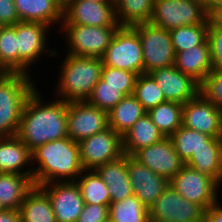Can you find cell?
<instances>
[{
	"label": "cell",
	"mask_w": 222,
	"mask_h": 222,
	"mask_svg": "<svg viewBox=\"0 0 222 222\" xmlns=\"http://www.w3.org/2000/svg\"><path fill=\"white\" fill-rule=\"evenodd\" d=\"M64 57L59 66L60 75L55 88L56 99L66 102L86 101L101 79L102 59L67 53Z\"/></svg>",
	"instance_id": "cell-3"
},
{
	"label": "cell",
	"mask_w": 222,
	"mask_h": 222,
	"mask_svg": "<svg viewBox=\"0 0 222 222\" xmlns=\"http://www.w3.org/2000/svg\"><path fill=\"white\" fill-rule=\"evenodd\" d=\"M209 25H217L222 27V8L221 9H207Z\"/></svg>",
	"instance_id": "cell-45"
},
{
	"label": "cell",
	"mask_w": 222,
	"mask_h": 222,
	"mask_svg": "<svg viewBox=\"0 0 222 222\" xmlns=\"http://www.w3.org/2000/svg\"><path fill=\"white\" fill-rule=\"evenodd\" d=\"M40 187L51 200L56 222H77L85 202L75 181L46 183Z\"/></svg>",
	"instance_id": "cell-16"
},
{
	"label": "cell",
	"mask_w": 222,
	"mask_h": 222,
	"mask_svg": "<svg viewBox=\"0 0 222 222\" xmlns=\"http://www.w3.org/2000/svg\"><path fill=\"white\" fill-rule=\"evenodd\" d=\"M29 163L31 151L17 136L0 138V173L32 176L33 169ZM27 165V170L22 171Z\"/></svg>",
	"instance_id": "cell-22"
},
{
	"label": "cell",
	"mask_w": 222,
	"mask_h": 222,
	"mask_svg": "<svg viewBox=\"0 0 222 222\" xmlns=\"http://www.w3.org/2000/svg\"><path fill=\"white\" fill-rule=\"evenodd\" d=\"M74 0H56L60 7L64 10Z\"/></svg>",
	"instance_id": "cell-47"
},
{
	"label": "cell",
	"mask_w": 222,
	"mask_h": 222,
	"mask_svg": "<svg viewBox=\"0 0 222 222\" xmlns=\"http://www.w3.org/2000/svg\"><path fill=\"white\" fill-rule=\"evenodd\" d=\"M137 77L138 75L132 71L110 66H103L101 75V79L108 86L118 88L125 96L133 94Z\"/></svg>",
	"instance_id": "cell-38"
},
{
	"label": "cell",
	"mask_w": 222,
	"mask_h": 222,
	"mask_svg": "<svg viewBox=\"0 0 222 222\" xmlns=\"http://www.w3.org/2000/svg\"><path fill=\"white\" fill-rule=\"evenodd\" d=\"M95 171L108 186L106 193L110 196L111 202L124 200L134 194L128 174V155L124 154L116 160L107 162Z\"/></svg>",
	"instance_id": "cell-20"
},
{
	"label": "cell",
	"mask_w": 222,
	"mask_h": 222,
	"mask_svg": "<svg viewBox=\"0 0 222 222\" xmlns=\"http://www.w3.org/2000/svg\"><path fill=\"white\" fill-rule=\"evenodd\" d=\"M155 0H114L116 19L120 26L149 22Z\"/></svg>",
	"instance_id": "cell-29"
},
{
	"label": "cell",
	"mask_w": 222,
	"mask_h": 222,
	"mask_svg": "<svg viewBox=\"0 0 222 222\" xmlns=\"http://www.w3.org/2000/svg\"><path fill=\"white\" fill-rule=\"evenodd\" d=\"M185 164L212 177L222 186V138L211 137L208 148H200Z\"/></svg>",
	"instance_id": "cell-25"
},
{
	"label": "cell",
	"mask_w": 222,
	"mask_h": 222,
	"mask_svg": "<svg viewBox=\"0 0 222 222\" xmlns=\"http://www.w3.org/2000/svg\"><path fill=\"white\" fill-rule=\"evenodd\" d=\"M133 95L146 112L166 102L163 92L157 85V82L150 74L146 73L138 75Z\"/></svg>",
	"instance_id": "cell-35"
},
{
	"label": "cell",
	"mask_w": 222,
	"mask_h": 222,
	"mask_svg": "<svg viewBox=\"0 0 222 222\" xmlns=\"http://www.w3.org/2000/svg\"><path fill=\"white\" fill-rule=\"evenodd\" d=\"M149 23L167 31L209 24L207 4L203 0H155Z\"/></svg>",
	"instance_id": "cell-5"
},
{
	"label": "cell",
	"mask_w": 222,
	"mask_h": 222,
	"mask_svg": "<svg viewBox=\"0 0 222 222\" xmlns=\"http://www.w3.org/2000/svg\"><path fill=\"white\" fill-rule=\"evenodd\" d=\"M109 206L85 204L77 222H105L109 219Z\"/></svg>",
	"instance_id": "cell-41"
},
{
	"label": "cell",
	"mask_w": 222,
	"mask_h": 222,
	"mask_svg": "<svg viewBox=\"0 0 222 222\" xmlns=\"http://www.w3.org/2000/svg\"><path fill=\"white\" fill-rule=\"evenodd\" d=\"M132 27L138 32L142 44L144 73L149 74L153 70L174 65L175 51L169 31L149 22Z\"/></svg>",
	"instance_id": "cell-8"
},
{
	"label": "cell",
	"mask_w": 222,
	"mask_h": 222,
	"mask_svg": "<svg viewBox=\"0 0 222 222\" xmlns=\"http://www.w3.org/2000/svg\"><path fill=\"white\" fill-rule=\"evenodd\" d=\"M14 5L20 21L39 22L50 27L61 26L63 21V9L56 0H14Z\"/></svg>",
	"instance_id": "cell-23"
},
{
	"label": "cell",
	"mask_w": 222,
	"mask_h": 222,
	"mask_svg": "<svg viewBox=\"0 0 222 222\" xmlns=\"http://www.w3.org/2000/svg\"><path fill=\"white\" fill-rule=\"evenodd\" d=\"M19 22L14 0H0V26H13Z\"/></svg>",
	"instance_id": "cell-42"
},
{
	"label": "cell",
	"mask_w": 222,
	"mask_h": 222,
	"mask_svg": "<svg viewBox=\"0 0 222 222\" xmlns=\"http://www.w3.org/2000/svg\"><path fill=\"white\" fill-rule=\"evenodd\" d=\"M204 222H222V205L219 200L205 211Z\"/></svg>",
	"instance_id": "cell-43"
},
{
	"label": "cell",
	"mask_w": 222,
	"mask_h": 222,
	"mask_svg": "<svg viewBox=\"0 0 222 222\" xmlns=\"http://www.w3.org/2000/svg\"><path fill=\"white\" fill-rule=\"evenodd\" d=\"M30 75L0 73V138L16 136L23 107L37 88Z\"/></svg>",
	"instance_id": "cell-4"
},
{
	"label": "cell",
	"mask_w": 222,
	"mask_h": 222,
	"mask_svg": "<svg viewBox=\"0 0 222 222\" xmlns=\"http://www.w3.org/2000/svg\"><path fill=\"white\" fill-rule=\"evenodd\" d=\"M39 91L36 88L27 98L16 135L30 151L46 142L68 137V102L55 99L45 103Z\"/></svg>",
	"instance_id": "cell-1"
},
{
	"label": "cell",
	"mask_w": 222,
	"mask_h": 222,
	"mask_svg": "<svg viewBox=\"0 0 222 222\" xmlns=\"http://www.w3.org/2000/svg\"><path fill=\"white\" fill-rule=\"evenodd\" d=\"M19 212L21 222H56L51 200L40 186L28 191Z\"/></svg>",
	"instance_id": "cell-26"
},
{
	"label": "cell",
	"mask_w": 222,
	"mask_h": 222,
	"mask_svg": "<svg viewBox=\"0 0 222 222\" xmlns=\"http://www.w3.org/2000/svg\"><path fill=\"white\" fill-rule=\"evenodd\" d=\"M207 40L211 52L212 71L222 72V27L209 25Z\"/></svg>",
	"instance_id": "cell-40"
},
{
	"label": "cell",
	"mask_w": 222,
	"mask_h": 222,
	"mask_svg": "<svg viewBox=\"0 0 222 222\" xmlns=\"http://www.w3.org/2000/svg\"><path fill=\"white\" fill-rule=\"evenodd\" d=\"M120 26L61 24L67 41V54L102 58Z\"/></svg>",
	"instance_id": "cell-7"
},
{
	"label": "cell",
	"mask_w": 222,
	"mask_h": 222,
	"mask_svg": "<svg viewBox=\"0 0 222 222\" xmlns=\"http://www.w3.org/2000/svg\"><path fill=\"white\" fill-rule=\"evenodd\" d=\"M91 2H97V3H114V0H87Z\"/></svg>",
	"instance_id": "cell-48"
},
{
	"label": "cell",
	"mask_w": 222,
	"mask_h": 222,
	"mask_svg": "<svg viewBox=\"0 0 222 222\" xmlns=\"http://www.w3.org/2000/svg\"><path fill=\"white\" fill-rule=\"evenodd\" d=\"M108 214L113 222H150L147 207L134 194L111 202Z\"/></svg>",
	"instance_id": "cell-31"
},
{
	"label": "cell",
	"mask_w": 222,
	"mask_h": 222,
	"mask_svg": "<svg viewBox=\"0 0 222 222\" xmlns=\"http://www.w3.org/2000/svg\"><path fill=\"white\" fill-rule=\"evenodd\" d=\"M5 210V208L3 207V205L1 204V202H0V212H2V211H4Z\"/></svg>",
	"instance_id": "cell-49"
},
{
	"label": "cell",
	"mask_w": 222,
	"mask_h": 222,
	"mask_svg": "<svg viewBox=\"0 0 222 222\" xmlns=\"http://www.w3.org/2000/svg\"><path fill=\"white\" fill-rule=\"evenodd\" d=\"M108 127V112L86 101L67 103V136L75 142L79 143Z\"/></svg>",
	"instance_id": "cell-13"
},
{
	"label": "cell",
	"mask_w": 222,
	"mask_h": 222,
	"mask_svg": "<svg viewBox=\"0 0 222 222\" xmlns=\"http://www.w3.org/2000/svg\"><path fill=\"white\" fill-rule=\"evenodd\" d=\"M148 213L150 222H204L205 210L186 200L169 184Z\"/></svg>",
	"instance_id": "cell-10"
},
{
	"label": "cell",
	"mask_w": 222,
	"mask_h": 222,
	"mask_svg": "<svg viewBox=\"0 0 222 222\" xmlns=\"http://www.w3.org/2000/svg\"><path fill=\"white\" fill-rule=\"evenodd\" d=\"M61 24L86 26H120L116 19L114 3H97L74 0L63 10Z\"/></svg>",
	"instance_id": "cell-17"
},
{
	"label": "cell",
	"mask_w": 222,
	"mask_h": 222,
	"mask_svg": "<svg viewBox=\"0 0 222 222\" xmlns=\"http://www.w3.org/2000/svg\"><path fill=\"white\" fill-rule=\"evenodd\" d=\"M0 222H21L19 210L5 209L0 212Z\"/></svg>",
	"instance_id": "cell-44"
},
{
	"label": "cell",
	"mask_w": 222,
	"mask_h": 222,
	"mask_svg": "<svg viewBox=\"0 0 222 222\" xmlns=\"http://www.w3.org/2000/svg\"><path fill=\"white\" fill-rule=\"evenodd\" d=\"M210 135L191 130L184 126L179 127L171 136L176 153L186 162L193 153L200 148H208Z\"/></svg>",
	"instance_id": "cell-32"
},
{
	"label": "cell",
	"mask_w": 222,
	"mask_h": 222,
	"mask_svg": "<svg viewBox=\"0 0 222 222\" xmlns=\"http://www.w3.org/2000/svg\"><path fill=\"white\" fill-rule=\"evenodd\" d=\"M0 73H18L16 24L0 26Z\"/></svg>",
	"instance_id": "cell-34"
},
{
	"label": "cell",
	"mask_w": 222,
	"mask_h": 222,
	"mask_svg": "<svg viewBox=\"0 0 222 222\" xmlns=\"http://www.w3.org/2000/svg\"><path fill=\"white\" fill-rule=\"evenodd\" d=\"M146 113L133 94L127 95L108 112V124L123 136Z\"/></svg>",
	"instance_id": "cell-28"
},
{
	"label": "cell",
	"mask_w": 222,
	"mask_h": 222,
	"mask_svg": "<svg viewBox=\"0 0 222 222\" xmlns=\"http://www.w3.org/2000/svg\"><path fill=\"white\" fill-rule=\"evenodd\" d=\"M182 109L183 104L166 101L149 110L147 114L162 134L170 137L182 126Z\"/></svg>",
	"instance_id": "cell-30"
},
{
	"label": "cell",
	"mask_w": 222,
	"mask_h": 222,
	"mask_svg": "<svg viewBox=\"0 0 222 222\" xmlns=\"http://www.w3.org/2000/svg\"><path fill=\"white\" fill-rule=\"evenodd\" d=\"M165 138L146 113L122 136L123 151L133 156L137 151L153 145Z\"/></svg>",
	"instance_id": "cell-24"
},
{
	"label": "cell",
	"mask_w": 222,
	"mask_h": 222,
	"mask_svg": "<svg viewBox=\"0 0 222 222\" xmlns=\"http://www.w3.org/2000/svg\"><path fill=\"white\" fill-rule=\"evenodd\" d=\"M222 8V0H211L207 4V9H221Z\"/></svg>",
	"instance_id": "cell-46"
},
{
	"label": "cell",
	"mask_w": 222,
	"mask_h": 222,
	"mask_svg": "<svg viewBox=\"0 0 222 222\" xmlns=\"http://www.w3.org/2000/svg\"><path fill=\"white\" fill-rule=\"evenodd\" d=\"M200 92L222 110V72L211 71L201 84Z\"/></svg>",
	"instance_id": "cell-39"
},
{
	"label": "cell",
	"mask_w": 222,
	"mask_h": 222,
	"mask_svg": "<svg viewBox=\"0 0 222 222\" xmlns=\"http://www.w3.org/2000/svg\"><path fill=\"white\" fill-rule=\"evenodd\" d=\"M132 157L168 181L185 165L176 153L170 137L137 151Z\"/></svg>",
	"instance_id": "cell-15"
},
{
	"label": "cell",
	"mask_w": 222,
	"mask_h": 222,
	"mask_svg": "<svg viewBox=\"0 0 222 222\" xmlns=\"http://www.w3.org/2000/svg\"><path fill=\"white\" fill-rule=\"evenodd\" d=\"M80 177V178H79ZM75 182L80 188L85 204H111V198L106 193L107 185L95 170H84Z\"/></svg>",
	"instance_id": "cell-33"
},
{
	"label": "cell",
	"mask_w": 222,
	"mask_h": 222,
	"mask_svg": "<svg viewBox=\"0 0 222 222\" xmlns=\"http://www.w3.org/2000/svg\"><path fill=\"white\" fill-rule=\"evenodd\" d=\"M33 186V176L0 173L1 204L5 209L19 210L25 195Z\"/></svg>",
	"instance_id": "cell-27"
},
{
	"label": "cell",
	"mask_w": 222,
	"mask_h": 222,
	"mask_svg": "<svg viewBox=\"0 0 222 222\" xmlns=\"http://www.w3.org/2000/svg\"><path fill=\"white\" fill-rule=\"evenodd\" d=\"M101 59L103 66L143 74L144 60L138 32L131 26H120Z\"/></svg>",
	"instance_id": "cell-6"
},
{
	"label": "cell",
	"mask_w": 222,
	"mask_h": 222,
	"mask_svg": "<svg viewBox=\"0 0 222 222\" xmlns=\"http://www.w3.org/2000/svg\"><path fill=\"white\" fill-rule=\"evenodd\" d=\"M182 126L211 137L222 138V110L200 92L183 104Z\"/></svg>",
	"instance_id": "cell-14"
},
{
	"label": "cell",
	"mask_w": 222,
	"mask_h": 222,
	"mask_svg": "<svg viewBox=\"0 0 222 222\" xmlns=\"http://www.w3.org/2000/svg\"><path fill=\"white\" fill-rule=\"evenodd\" d=\"M128 174L134 195L147 209L162 195L169 181L128 156Z\"/></svg>",
	"instance_id": "cell-19"
},
{
	"label": "cell",
	"mask_w": 222,
	"mask_h": 222,
	"mask_svg": "<svg viewBox=\"0 0 222 222\" xmlns=\"http://www.w3.org/2000/svg\"><path fill=\"white\" fill-rule=\"evenodd\" d=\"M208 28L209 24H196L170 30L175 54L201 45L207 39Z\"/></svg>",
	"instance_id": "cell-36"
},
{
	"label": "cell",
	"mask_w": 222,
	"mask_h": 222,
	"mask_svg": "<svg viewBox=\"0 0 222 222\" xmlns=\"http://www.w3.org/2000/svg\"><path fill=\"white\" fill-rule=\"evenodd\" d=\"M33 184L74 182L84 171L79 144L69 137L46 142L31 151ZM33 163L37 164L36 168Z\"/></svg>",
	"instance_id": "cell-2"
},
{
	"label": "cell",
	"mask_w": 222,
	"mask_h": 222,
	"mask_svg": "<svg viewBox=\"0 0 222 222\" xmlns=\"http://www.w3.org/2000/svg\"><path fill=\"white\" fill-rule=\"evenodd\" d=\"M125 95L113 86H108L107 83L100 79L93 88L86 102L101 110L109 112L114 108Z\"/></svg>",
	"instance_id": "cell-37"
},
{
	"label": "cell",
	"mask_w": 222,
	"mask_h": 222,
	"mask_svg": "<svg viewBox=\"0 0 222 222\" xmlns=\"http://www.w3.org/2000/svg\"><path fill=\"white\" fill-rule=\"evenodd\" d=\"M161 88L166 101L185 104L200 93V84L174 65L149 73Z\"/></svg>",
	"instance_id": "cell-18"
},
{
	"label": "cell",
	"mask_w": 222,
	"mask_h": 222,
	"mask_svg": "<svg viewBox=\"0 0 222 222\" xmlns=\"http://www.w3.org/2000/svg\"><path fill=\"white\" fill-rule=\"evenodd\" d=\"M206 4H208L211 0H203Z\"/></svg>",
	"instance_id": "cell-50"
},
{
	"label": "cell",
	"mask_w": 222,
	"mask_h": 222,
	"mask_svg": "<svg viewBox=\"0 0 222 222\" xmlns=\"http://www.w3.org/2000/svg\"><path fill=\"white\" fill-rule=\"evenodd\" d=\"M174 66L196 80L200 85L212 71L211 52L208 40L191 49L175 54Z\"/></svg>",
	"instance_id": "cell-21"
},
{
	"label": "cell",
	"mask_w": 222,
	"mask_h": 222,
	"mask_svg": "<svg viewBox=\"0 0 222 222\" xmlns=\"http://www.w3.org/2000/svg\"><path fill=\"white\" fill-rule=\"evenodd\" d=\"M49 28L50 26L39 22L20 21L16 23L18 73L31 75L30 67L39 61L41 55L47 51L50 56H57L58 50L56 52L52 48L49 49L47 45L49 44L47 42Z\"/></svg>",
	"instance_id": "cell-9"
},
{
	"label": "cell",
	"mask_w": 222,
	"mask_h": 222,
	"mask_svg": "<svg viewBox=\"0 0 222 222\" xmlns=\"http://www.w3.org/2000/svg\"><path fill=\"white\" fill-rule=\"evenodd\" d=\"M78 144L84 170H95L124 155L122 136L110 127L81 140Z\"/></svg>",
	"instance_id": "cell-12"
},
{
	"label": "cell",
	"mask_w": 222,
	"mask_h": 222,
	"mask_svg": "<svg viewBox=\"0 0 222 222\" xmlns=\"http://www.w3.org/2000/svg\"><path fill=\"white\" fill-rule=\"evenodd\" d=\"M169 184L182 197L200 205L205 211L218 201V189H221L212 177L199 173L186 164Z\"/></svg>",
	"instance_id": "cell-11"
}]
</instances>
